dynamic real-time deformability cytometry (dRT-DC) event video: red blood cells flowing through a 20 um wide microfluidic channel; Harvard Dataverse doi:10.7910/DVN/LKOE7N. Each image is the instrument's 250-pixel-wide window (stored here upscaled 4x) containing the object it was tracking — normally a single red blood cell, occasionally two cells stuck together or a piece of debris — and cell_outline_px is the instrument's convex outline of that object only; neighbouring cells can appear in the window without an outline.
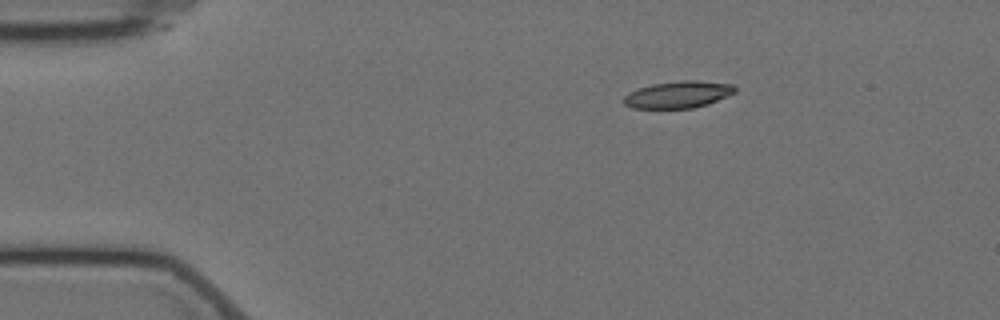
{"species": "Egyptian fruit bat (a non-hibernating species)", "species_latin": "Rousettus aegyptiacus", "temperature_condition": "cold", "stored_images_in_passage": 2, "camera_frame_rate_fps": 3000, "um_per_image_px": 0.085, "animal": {"sex": "female"}, "frame": {"image": 1, "passage_image": 1, "time_ms": 0.0, "image_size_px": [1000, 320], "cell_outline_px": [[736, 92], [728, 96], [708, 104], [692, 108], [632, 108], [624, 104], [624, 96], [628, 92], [636, 88], [652, 84], [680, 80], [696, 80], [732, 84], [736, 88]], "centroid_in_image_um": [57.63, 8.03], "position_along_channel_um": 27.4, "area_um2": 17.57}}